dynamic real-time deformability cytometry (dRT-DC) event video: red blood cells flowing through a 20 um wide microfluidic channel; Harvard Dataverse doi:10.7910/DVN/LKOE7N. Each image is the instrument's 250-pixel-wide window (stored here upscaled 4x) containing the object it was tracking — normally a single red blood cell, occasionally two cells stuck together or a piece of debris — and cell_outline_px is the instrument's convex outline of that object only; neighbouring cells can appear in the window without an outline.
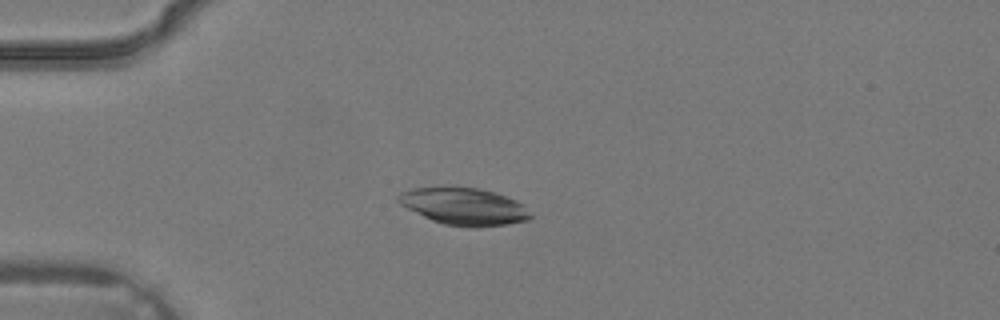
{"species": "common noctule bat (a hibernating species)", "species_latin": "Nyctalus noctula", "temperature_condition": "warm", "stored_images_in_passage": 2, "camera_frame_rate_fps": 3000, "um_per_image_px": 0.085, "animal": {"sex": "male", "body_mass_g": 19.2, "forearm_length_mm": 51.8}, "frame": {"image": 1, "passage_image": 1, "time_ms": 0.0, "image_size_px": [1000, 320], "cell_outline_px": [[532, 216], [528, 220], [508, 224], [480, 228], [468, 228], [444, 224], [432, 220], [400, 204], [396, 200], [396, 196], [400, 192], [412, 188], [444, 184], [480, 188], [516, 200]], "centroid_in_image_um": [39.36, 17.51], "position_along_channel_um": 45.6, "area_um2": 29.19}}
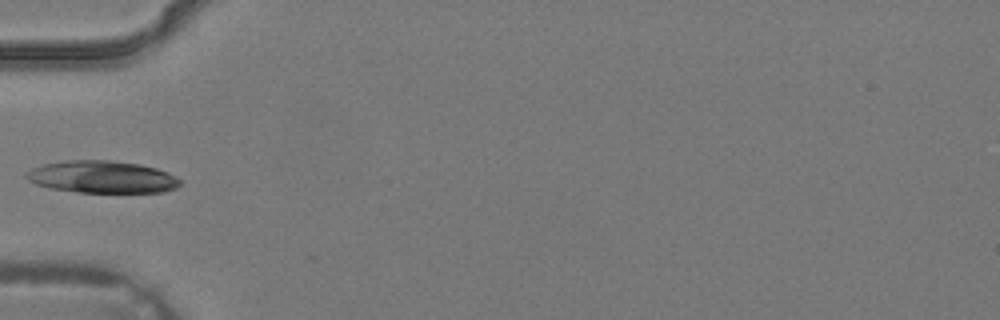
{"frame": {"image": 2, "passage_image": 2, "time_ms": 0.333, "image_size_px": [1000, 320], "cell_outline_px": [[180, 184], [176, 188], [164, 192], [76, 192], [48, 188], [36, 184], [28, 180], [24, 176], [32, 168], [44, 164], [64, 160], [112, 160], [140, 164], [156, 168], [168, 172], [176, 176], [180, 180]], "centroid_in_image_um": [8.68, 15.03], "position_along_channel_um": 76.3, "area_um2": 29.02}}